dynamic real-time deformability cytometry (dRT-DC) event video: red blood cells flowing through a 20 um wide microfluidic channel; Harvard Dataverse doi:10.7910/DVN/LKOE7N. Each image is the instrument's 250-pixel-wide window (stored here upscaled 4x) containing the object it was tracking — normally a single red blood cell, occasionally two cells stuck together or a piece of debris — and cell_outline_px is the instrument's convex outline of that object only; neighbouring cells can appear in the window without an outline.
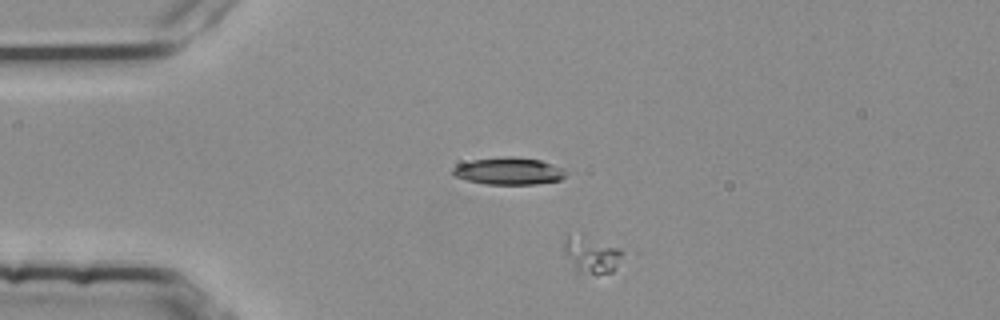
{"species": "common noctule bat (a hibernating species)", "species_latin": "Nyctalus noctula", "temperature_condition": "room temperature", "stored_images_in_passage": 43, "camera_frame_rate_fps": 3000, "um_per_image_px": 0.085, "animal": {"sex": "female", "body_mass_g": 25.1}, "frame": {"image": 1, "passage_image": 1, "time_ms": 0.0, "image_size_px": [1000, 320], "cell_outline_px": [[624, 252], [612, 272], [576, 272], [564, 252], [564, 240], [568, 236], [580, 232], [584, 232]], "centroid_in_image_um": [50.22, 21.57], "position_along_channel_um": 34.8, "area_um2": 12.37}}
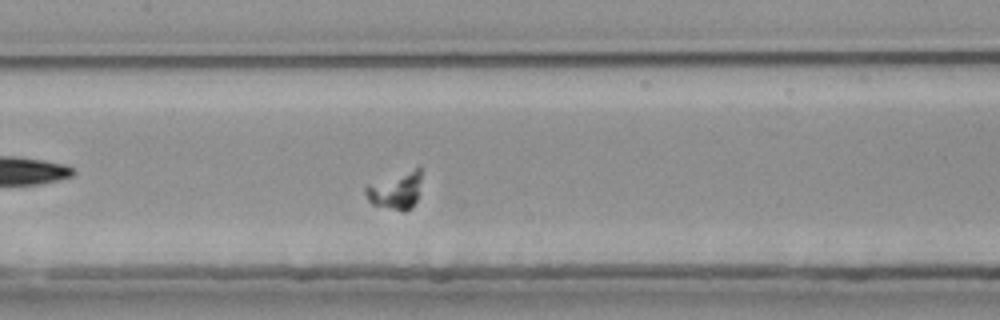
{"frame": {"image": 2, "passage_image": 16, "time_ms": 5.0, "image_size_px": [1000, 320], "cell_outline_px": [[420, 180], [416, 200], [412, 208], [404, 212], [372, 204], [368, 200], [364, 192], [364, 188], [368, 184], [416, 168], [420, 168]], "centroid_in_image_um": [33.6, 16.23], "position_along_channel_um": 173.8, "area_um2": 11.85}}